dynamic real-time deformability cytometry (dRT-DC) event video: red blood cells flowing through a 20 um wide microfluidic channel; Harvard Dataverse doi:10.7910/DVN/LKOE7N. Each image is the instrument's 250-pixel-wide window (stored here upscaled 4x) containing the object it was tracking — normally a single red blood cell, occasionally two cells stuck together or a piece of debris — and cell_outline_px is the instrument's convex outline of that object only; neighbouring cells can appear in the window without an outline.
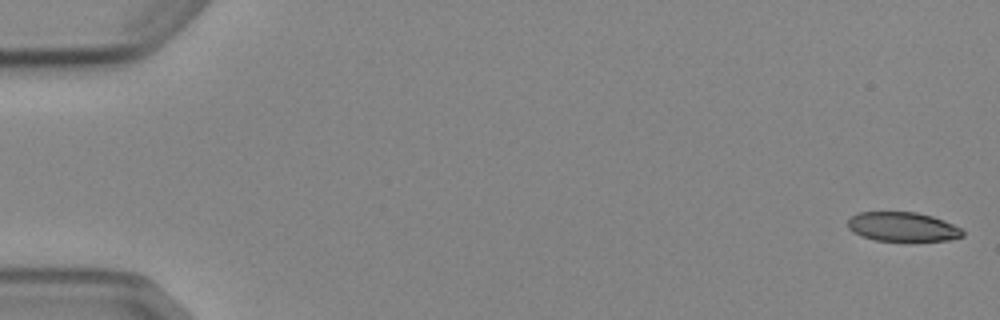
{"species": "Egyptian fruit bat (a non-hibernating species)", "species_latin": "Rousettus aegyptiacus", "temperature_condition": "cold", "stored_images_in_passage": 6, "camera_frame_rate_fps": 3000, "um_per_image_px": 0.085, "animal": {"sex": "female"}, "frame": {"image": 1, "passage_image": 1, "time_ms": 0.0, "image_size_px": [1000, 320], "cell_outline_px": [[964, 236], [948, 240], [876, 240], [852, 232], [848, 228], [848, 220], [852, 216], [860, 212], [916, 212], [932, 216], [944, 220], [960, 228], [964, 232]], "centroid_in_image_um": [76.73, 19.26], "position_along_channel_um": 8.3, "area_um2": 19.31}}
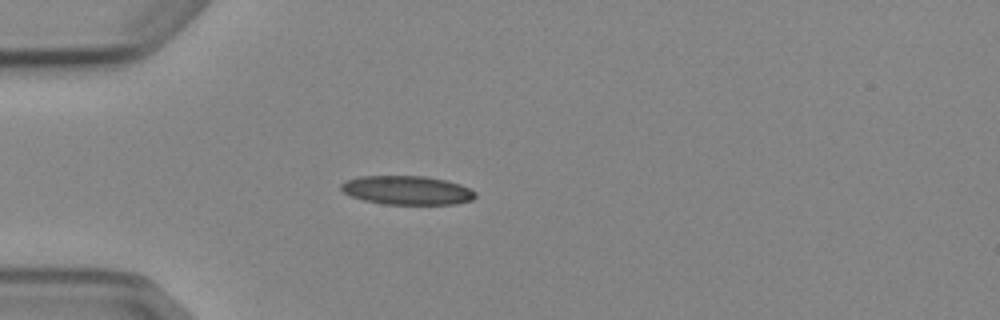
{"frame": {"image": 2, "passage_image": 5, "time_ms": 4.667, "image_size_px": [1000, 320], "cell_outline_px": [[476, 196], [472, 200], [456, 204], [384, 204], [364, 200], [352, 196], [344, 192], [340, 188], [340, 184], [348, 180], [360, 176], [424, 176], [448, 180], [460, 184], [476, 192]], "centroid_in_image_um": [34.63, 16.17], "position_along_channel_um": 50.4, "area_um2": 22.54}}